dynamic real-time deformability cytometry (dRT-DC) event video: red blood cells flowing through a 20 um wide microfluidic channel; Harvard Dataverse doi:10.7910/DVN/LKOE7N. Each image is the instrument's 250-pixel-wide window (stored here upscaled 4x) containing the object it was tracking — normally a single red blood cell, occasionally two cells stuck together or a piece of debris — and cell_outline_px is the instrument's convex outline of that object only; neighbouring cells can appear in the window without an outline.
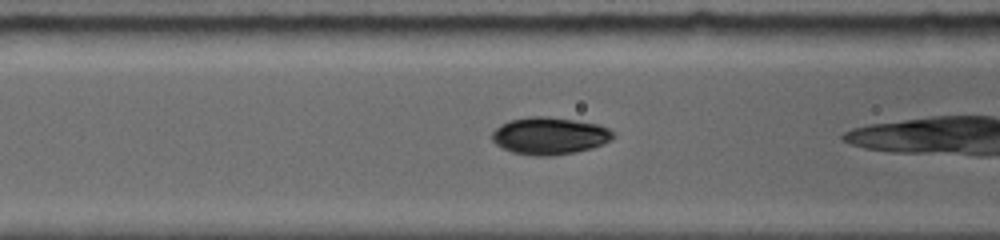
{"species": "common noctule bat (a hibernating species)", "species_latin": "Nyctalus noctula", "temperature_condition": "room temperature", "stored_images_in_passage": 22, "camera_frame_rate_fps": 5000, "um_per_image_px": 0.085, "animal": {"sex": "female", "body_mass_g": 19.0, "forearm_length_mm": 56.7}, "frame": {"image": 1, "passage_image": 4, "time_ms": 1.6, "image_size_px": [1000, 240], "cell_outline_px": [[616, 136], [612, 140], [604, 144], [592, 148], [552, 156], [536, 156], [512, 152], [496, 144], [492, 140], [492, 132], [500, 124], [508, 120], [528, 116], [548, 116], [576, 120], [596, 124], [608, 128]], "centroid_in_image_um": [46.71, 11.53], "position_along_channel_um": 119.9, "area_um2": 26.41}, "authors_computed_cell_mechanics": {"area_um2": 27.3683, "velocity_mm_per_s": 3.8175, "shape_relaxation_time_tau1_ms": 0.5691, "shape_relaxation_time_tau2_ms": 1.4148, "deformation_change_tau1": 0.0394, "deformation_change_tau2": 0.0495}}